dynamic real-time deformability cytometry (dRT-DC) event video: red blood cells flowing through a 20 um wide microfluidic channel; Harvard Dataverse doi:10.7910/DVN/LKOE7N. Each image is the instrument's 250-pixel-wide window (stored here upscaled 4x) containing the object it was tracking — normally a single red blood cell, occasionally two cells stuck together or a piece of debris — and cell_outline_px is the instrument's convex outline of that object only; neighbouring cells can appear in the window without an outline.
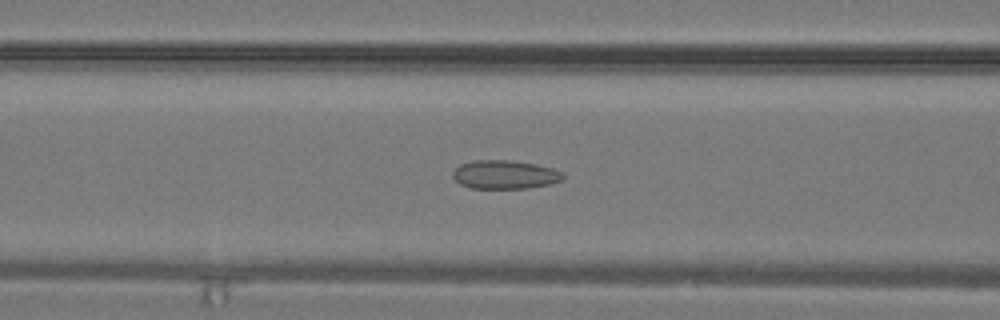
{"species": "common noctule bat (a hibernating species)", "species_latin": "Nyctalus noctula", "temperature_condition": "warm", "stored_images_in_passage": 29, "camera_frame_rate_fps": 3000, "um_per_image_px": 0.085, "animal": {"sex": "male", "body_mass_g": 19.2, "forearm_length_mm": 51.8}, "frame": {"image": 1, "passage_image": 10, "time_ms": 3.0, "image_size_px": [1000, 320], "cell_outline_px": [[564, 180], [552, 184], [528, 188], [472, 188], [460, 184], [452, 176], [452, 172], [460, 164], [476, 160], [508, 160], [536, 164], [552, 168], [564, 172]], "centroid_in_image_um": [42.95, 14.84], "position_along_channel_um": 123.6, "area_um2": 18.5}}
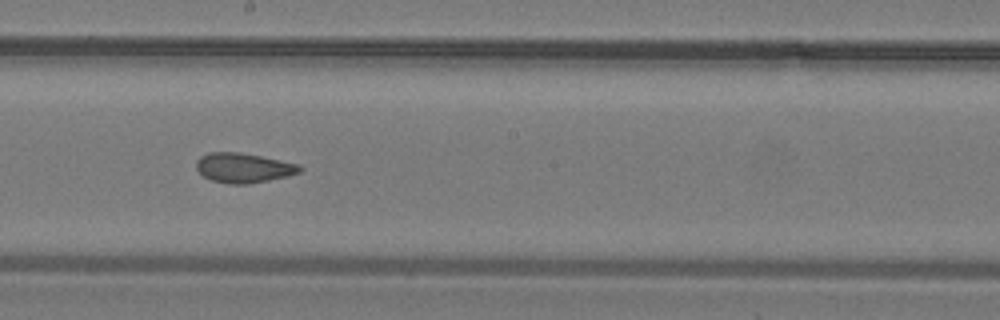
{"frame": {"image": 2, "passage_image": 15, "time_ms": 4.667, "image_size_px": [1000, 320], "cell_outline_px": [[304, 168], [300, 172], [288, 176], [248, 184], [228, 184], [212, 180], [204, 176], [196, 168], [196, 160], [200, 156], [208, 152], [240, 152], [300, 164]], "centroid_in_image_um": [20.7, 14.26], "position_along_channel_um": 227.5, "area_um2": 17.98}}
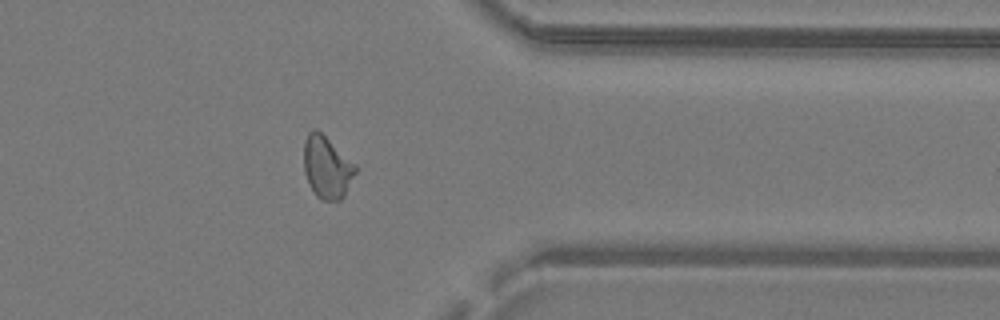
{"frame": {"image": 3, "passage_image": 23, "time_ms": 7.333, "image_size_px": [1000, 320], "cell_outline_px": [[356, 172], [344, 196], [340, 200], [324, 200], [316, 196], [308, 184], [304, 172], [304, 140], [308, 132], [316, 128], [356, 164]], "centroid_in_image_um": [27.77, 14.21], "position_along_channel_um": 383.6, "area_um2": 18.73}}